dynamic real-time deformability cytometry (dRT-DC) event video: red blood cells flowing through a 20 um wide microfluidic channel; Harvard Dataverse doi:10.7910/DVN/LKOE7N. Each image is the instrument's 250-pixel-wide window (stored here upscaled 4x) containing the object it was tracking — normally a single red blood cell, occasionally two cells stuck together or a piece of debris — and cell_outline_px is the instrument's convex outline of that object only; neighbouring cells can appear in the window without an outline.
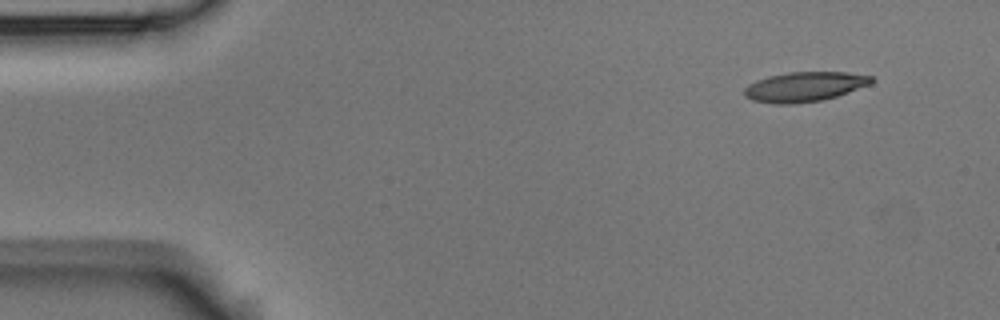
{"species": "Egyptian fruit bat (a non-hibernating species)", "species_latin": "Rousettus aegyptiacus", "temperature_condition": "room temperature", "stored_images_in_passage": 4, "camera_frame_rate_fps": 3000, "um_per_image_px": 0.085, "animal": {"sex": "male"}, "frame": {"image": 1, "passage_image": 1, "time_ms": 0.0, "image_size_px": [1000, 320], "cell_outline_px": [[876, 80], [872, 84], [824, 100], [796, 104], [776, 104], [752, 100], [744, 96], [744, 88], [748, 84], [756, 80], [768, 76], [788, 72], [848, 72], [872, 76]], "centroid_in_image_um": [68.4, 7.37], "position_along_channel_um": 16.6, "area_um2": 22.31}}
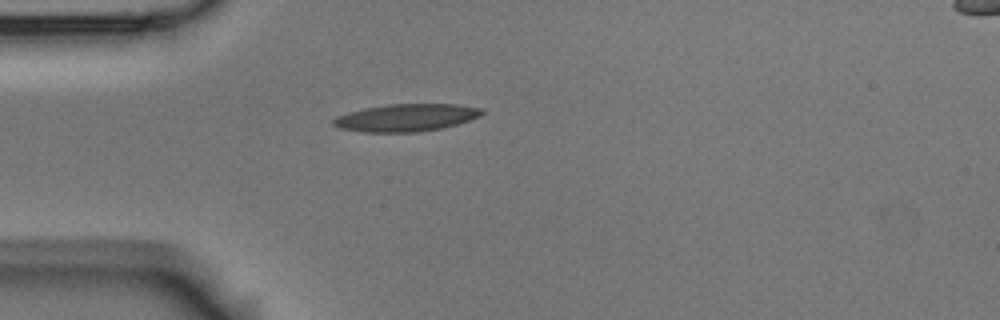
{"frame": {"image": 2, "passage_image": 4, "time_ms": 1.0, "image_size_px": [1000, 320], "cell_outline_px": [[484, 112], [480, 116], [456, 124], [440, 128], [416, 132], [364, 132], [340, 128], [332, 124], [332, 120], [336, 116], [364, 108], [388, 104], [456, 104], [484, 108]], "centroid_in_image_um": [34.52, 9.99], "position_along_channel_um": 50.5, "area_um2": 23.64}}